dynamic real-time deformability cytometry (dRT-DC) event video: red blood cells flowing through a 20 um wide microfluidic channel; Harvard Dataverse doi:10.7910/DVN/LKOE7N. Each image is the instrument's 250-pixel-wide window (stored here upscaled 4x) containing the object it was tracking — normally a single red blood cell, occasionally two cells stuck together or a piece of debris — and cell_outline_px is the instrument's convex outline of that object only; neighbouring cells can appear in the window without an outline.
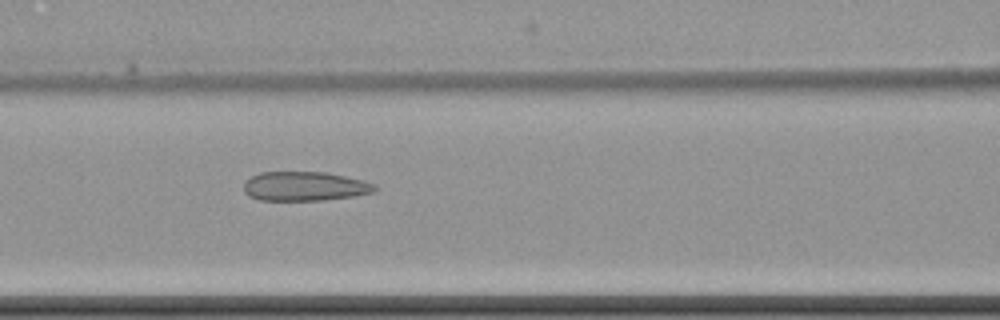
{"species": "common noctule bat (a hibernating species)", "species_latin": "Nyctalus noctula", "temperature_condition": "cold", "stored_images_in_passage": 7, "camera_frame_rate_fps": 3000, "um_per_image_px": 0.085, "animal": {"sex": "female", "body_mass_g": 22.7, "forearm_length_mm": 54.2}, "frame": {"image": 1, "passage_image": 7, "time_ms": 8.0, "image_size_px": [1000, 320], "cell_outline_px": [[376, 188], [372, 192], [356, 196], [320, 200], [260, 200], [248, 196], [244, 192], [244, 180], [260, 172], [328, 172], [364, 180], [376, 184]], "centroid_in_image_um": [25.89, 15.83], "position_along_channel_um": 140.7, "area_um2": 22.48}}